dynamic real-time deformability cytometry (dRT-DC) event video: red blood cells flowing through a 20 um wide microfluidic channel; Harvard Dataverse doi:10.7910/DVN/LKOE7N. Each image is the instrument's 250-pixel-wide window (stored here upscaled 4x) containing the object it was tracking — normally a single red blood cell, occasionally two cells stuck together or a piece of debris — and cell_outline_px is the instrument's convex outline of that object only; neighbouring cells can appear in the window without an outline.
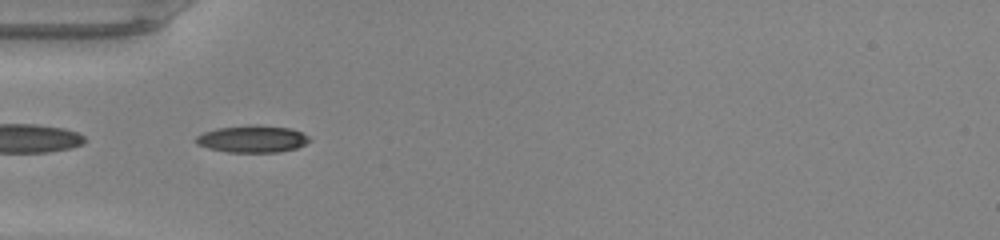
{"species": "common noctule bat (a hibernating species)", "species_latin": "Nyctalus noctula", "temperature_condition": "warm", "stored_images_in_passage": 33, "camera_frame_rate_fps": 3000, "um_per_image_px": 0.085, "animal": {"sex": "male", "body_mass_g": 20.0, "forearm_length_mm": 53.3}, "frame": {"image": 1, "passage_image": 1, "time_ms": 0.0, "image_size_px": [1000, 240], "cell_outline_px": [[312, 140], [296, 148], [276, 152], [228, 152], [208, 148], [196, 144], [196, 136], [204, 132], [216, 128], [256, 124], [292, 128], [308, 136]], "centroid_in_image_um": [21.45, 11.8], "position_along_channel_um": 63.6, "area_um2": 17.92}}
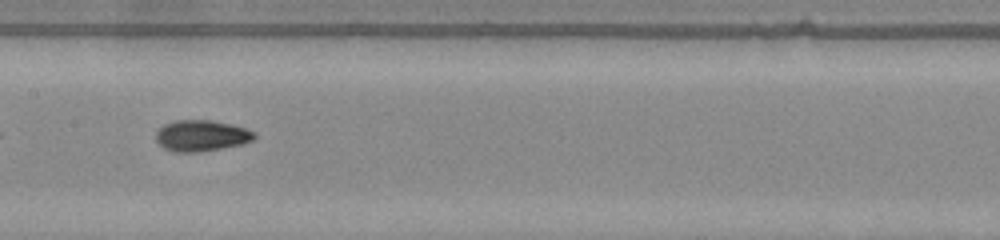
{"frame": {"image": 2, "passage_image": 10, "time_ms": 3.0, "image_size_px": [1000, 240], "cell_outline_px": [[256, 136], [252, 140], [244, 144], [196, 152], [176, 152], [164, 148], [156, 140], [156, 132], [164, 124], [176, 120], [212, 120], [244, 128], [256, 132]], "centroid_in_image_um": [17.12, 11.53], "position_along_channel_um": 190.3, "area_um2": 17.69}}
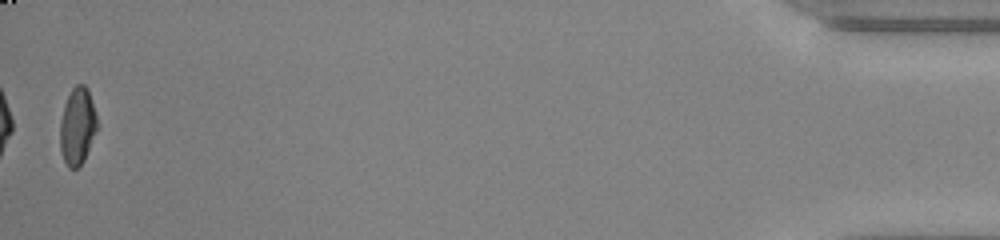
{"frame": {"image": 3, "passage_image": 33, "time_ms": 10.667, "image_size_px": [1000, 240], "cell_outline_px": [[96, 128], [84, 160], [76, 168], [68, 168], [64, 160], [60, 148], [60, 120], [64, 104], [72, 88], [76, 84], [84, 84], [88, 88], [96, 112]], "centroid_in_image_um": [6.56, 10.68], "position_along_channel_um": 428.6, "area_um2": 16.47}, "authors_computed_cell_mechanics": {"area_um2": 17.34, "velocity_mm_per_s": 4.2902, "shape_relaxation_time_tau1_ms": 5.493, "shape_relaxation_time_tau2_ms": 2.2721, "deformation_change_tau1": 0.2316, "deformation_change_tau2": 0.0543}}